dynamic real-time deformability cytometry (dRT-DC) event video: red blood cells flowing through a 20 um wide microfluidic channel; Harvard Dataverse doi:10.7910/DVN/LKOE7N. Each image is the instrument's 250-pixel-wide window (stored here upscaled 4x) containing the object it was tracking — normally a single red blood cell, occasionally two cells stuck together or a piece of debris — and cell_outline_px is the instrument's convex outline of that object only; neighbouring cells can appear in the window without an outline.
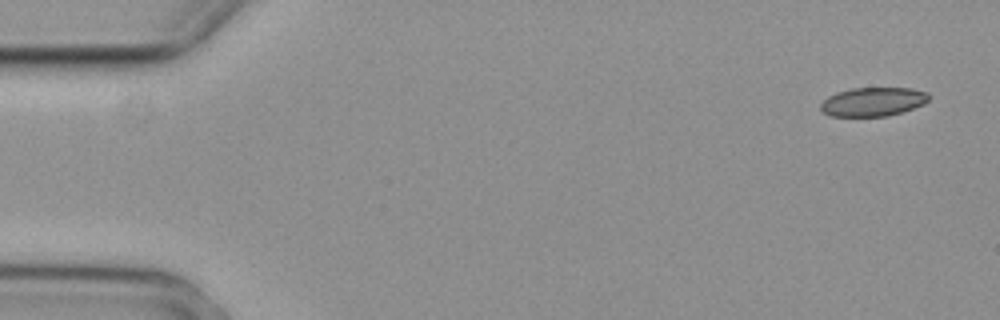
{"species": "common noctule bat (a hibernating species)", "species_latin": "Nyctalus noctula", "temperature_condition": "cold", "stored_images_in_passage": 5, "camera_frame_rate_fps": 3000, "um_per_image_px": 0.085, "animal": {"sex": "female", "body_mass_g": 29.2, "forearm_length_mm": 56.3}, "frame": {"image": 1, "passage_image": 1, "time_ms": 0.0, "image_size_px": [1000, 320], "cell_outline_px": [[928, 100], [924, 104], [900, 112], [884, 116], [828, 116], [820, 108], [820, 104], [828, 96], [836, 92], [852, 88], [912, 88], [928, 92]], "centroid_in_image_um": [74.18, 8.64], "position_along_channel_um": 10.8, "area_um2": 18.09}}